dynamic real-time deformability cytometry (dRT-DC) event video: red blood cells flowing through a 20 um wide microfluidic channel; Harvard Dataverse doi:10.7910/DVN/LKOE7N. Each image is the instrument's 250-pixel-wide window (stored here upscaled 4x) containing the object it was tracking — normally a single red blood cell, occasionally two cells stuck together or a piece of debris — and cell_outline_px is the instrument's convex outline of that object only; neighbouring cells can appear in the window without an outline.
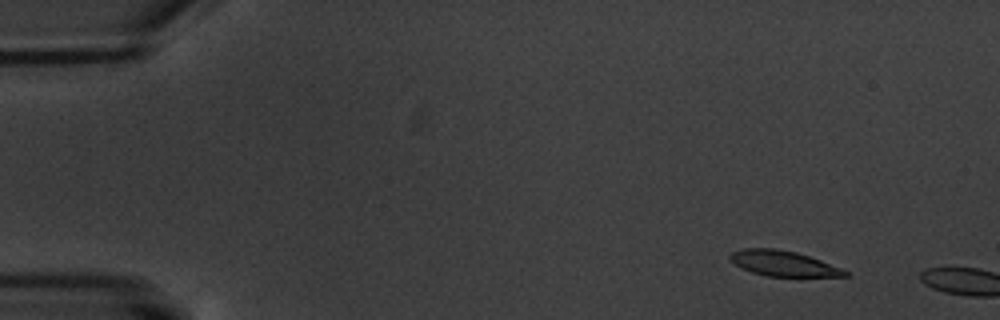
{"species": "common noctule bat (a hibernating species)", "species_latin": "Nyctalus noctula", "temperature_condition": "warm", "stored_images_in_passage": 3, "camera_frame_rate_fps": 3000, "um_per_image_px": 0.085, "animal": {"sex": "male", "body_mass_g": 20.1, "forearm_length_mm": 53.5}, "frame": {"image": 1, "passage_image": 2, "time_ms": 1.0, "image_size_px": [1000, 320], "cell_outline_px": [[852, 276], [768, 276], [752, 272], [736, 264], [728, 256], [732, 252], [744, 248], [776, 248], [796, 252], [820, 260], [840, 268], [848, 272]], "centroid_in_image_um": [66.58, 22.38], "position_along_channel_um": 18.4, "area_um2": 16.65}}